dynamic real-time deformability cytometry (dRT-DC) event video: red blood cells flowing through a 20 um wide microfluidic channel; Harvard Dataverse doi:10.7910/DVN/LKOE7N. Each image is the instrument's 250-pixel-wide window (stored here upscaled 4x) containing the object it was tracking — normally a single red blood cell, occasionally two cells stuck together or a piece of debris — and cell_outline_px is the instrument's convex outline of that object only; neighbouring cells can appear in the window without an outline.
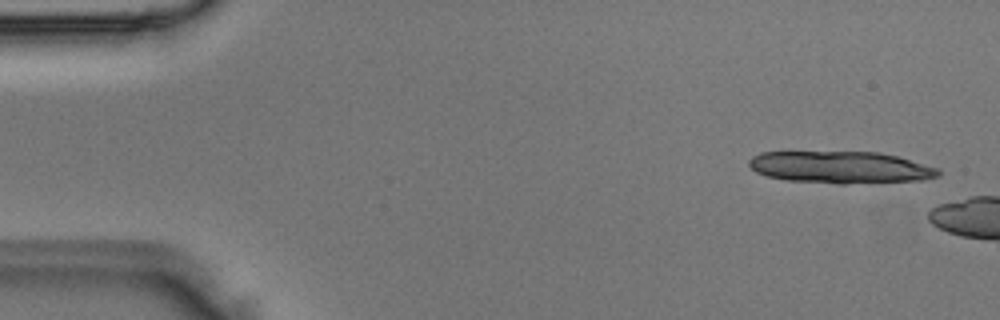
{"species": "Egyptian fruit bat (a non-hibernating species)", "species_latin": "Rousettus aegyptiacus", "temperature_condition": "room temperature", "stored_images_in_passage": 5, "camera_frame_rate_fps": 3000, "um_per_image_px": 0.085, "animal": {"sex": "male"}, "frame": {"image": 1, "passage_image": 1, "time_ms": 0.0, "image_size_px": [1000, 320], "cell_outline_px": [[940, 176], [924, 180], [844, 184], [836, 184], [788, 180], [768, 176], [756, 172], [748, 164], [748, 160], [752, 156], [760, 152], [880, 152], [900, 156], [940, 168]], "centroid_in_image_um": [71.5, 14.22], "position_along_channel_um": 13.5, "area_um2": 35.72}}